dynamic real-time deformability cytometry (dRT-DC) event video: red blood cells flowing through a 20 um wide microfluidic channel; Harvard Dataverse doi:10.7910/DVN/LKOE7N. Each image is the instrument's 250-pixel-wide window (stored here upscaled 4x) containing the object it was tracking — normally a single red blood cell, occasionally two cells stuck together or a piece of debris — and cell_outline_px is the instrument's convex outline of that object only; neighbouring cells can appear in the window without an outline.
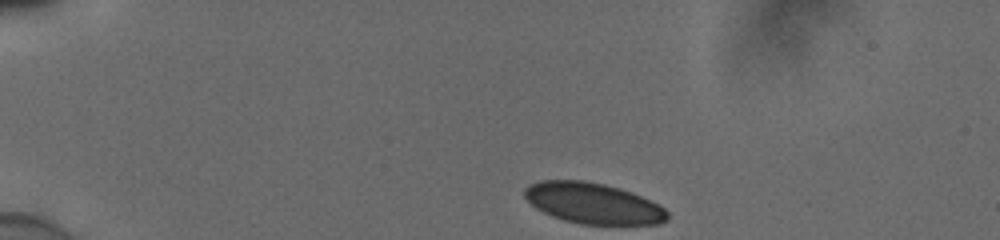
{"species": "human", "species_latin": "Homo sapiens", "temperature_condition": "cold", "stored_images_in_passage": 44, "camera_frame_rate_fps": 3000, "um_per_image_px": 0.085, "donor": {"sex": "male"}, "frame": {"image": 1, "passage_image": 1, "time_ms": 0.0, "image_size_px": [1000, 240], "cell_outline_px": [[668, 220], [660, 224], [580, 224], [564, 220], [552, 216], [536, 208], [524, 196], [524, 188], [528, 184], [540, 180], [584, 180], [604, 184], [620, 188], [632, 192], [664, 208], [668, 212]], "centroid_in_image_um": [50.39, 17.27], "position_along_channel_um": 34.6, "area_um2": 33.93}}
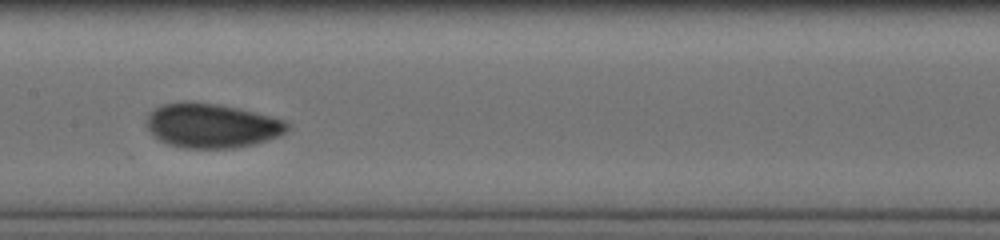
{"frame": {"image": 2, "passage_image": 19, "time_ms": 6.0, "image_size_px": [1000, 240], "cell_outline_px": [[288, 128], [280, 136], [256, 144], [236, 148], [180, 148], [168, 144], [152, 136], [144, 124], [148, 112], [160, 104], [184, 100], [216, 104], [236, 108], [284, 120], [288, 124]], "centroid_in_image_um": [17.9, 10.68], "position_along_channel_um": 189.5, "area_um2": 36.82}}
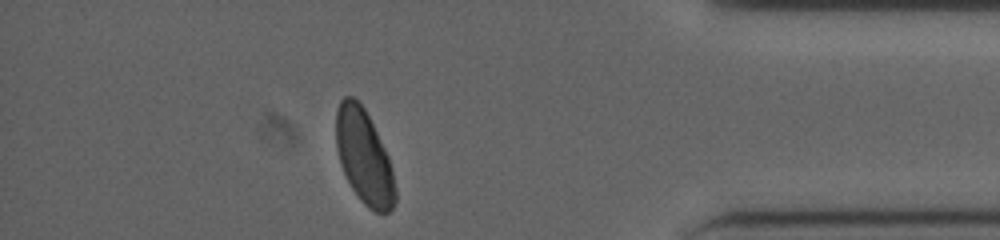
{"frame": {"image": 3, "passage_image": 38, "time_ms": 12.333, "image_size_px": [1000, 240], "cell_outline_px": [[396, 200], [392, 208], [388, 212], [376, 212], [368, 208], [360, 200], [352, 188], [340, 164], [336, 148], [336, 112], [340, 100], [344, 96], [352, 96], [364, 108], [388, 156], [392, 168], [396, 188]], "centroid_in_image_um": [30.94, 13.35], "position_along_channel_um": 404.3, "area_um2": 32.25}, "authors_computed_cell_mechanics": {"area_um2": 34.9112, "velocity_mm_per_s": 3.85, "shape_relaxation_time_tau1_ms": 6.1365, "shape_relaxation_time_tau2_ms": null, "deformation_change_tau1": 0.1123, "deformation_change_tau2": null}}